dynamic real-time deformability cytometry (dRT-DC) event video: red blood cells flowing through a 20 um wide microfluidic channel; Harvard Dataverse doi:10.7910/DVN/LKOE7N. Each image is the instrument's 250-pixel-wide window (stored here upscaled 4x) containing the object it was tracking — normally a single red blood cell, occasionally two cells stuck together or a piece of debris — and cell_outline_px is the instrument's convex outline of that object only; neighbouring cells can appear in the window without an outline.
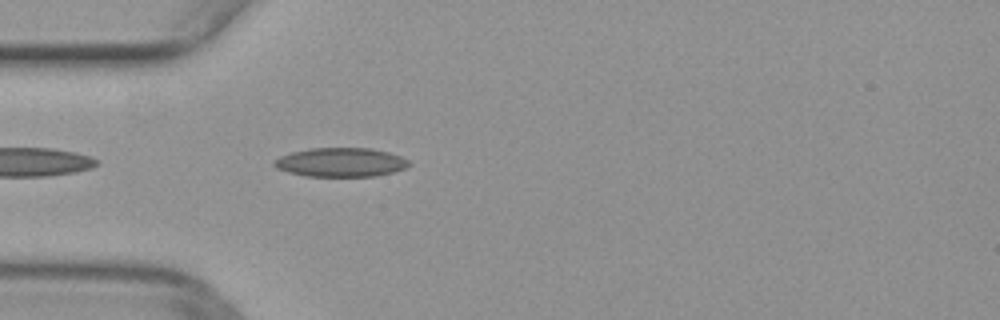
{"species": "common noctule bat (a hibernating species)", "species_latin": "Nyctalus noctula", "temperature_condition": "warm", "stored_images_in_passage": 36, "camera_frame_rate_fps": 3000, "um_per_image_px": 0.085, "animal": {"sex": "female", "body_mass_g": 29.2, "forearm_length_mm": 56.3}, "frame": {"image": 1, "passage_image": 2, "time_ms": 0.333, "image_size_px": [1000, 320], "cell_outline_px": [[412, 164], [404, 168], [392, 172], [376, 176], [304, 176], [288, 172], [276, 168], [272, 164], [280, 156], [292, 152], [312, 148], [372, 148], [388, 152], [400, 156], [408, 160]], "centroid_in_image_um": [28.97, 13.79], "position_along_channel_um": 56.0, "area_um2": 22.72}}
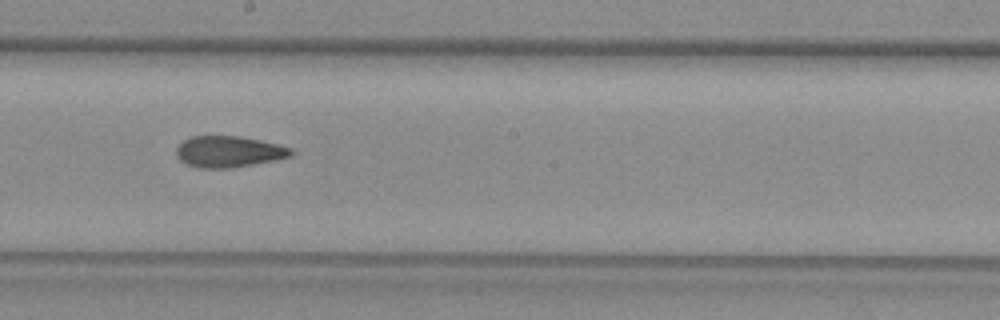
{"frame": {"image": 2, "passage_image": 15, "time_ms": 4.667, "image_size_px": [1000, 320], "cell_outline_px": [[296, 152], [292, 156], [232, 168], [200, 168], [188, 164], [180, 160], [176, 152], [176, 148], [184, 140], [192, 136], [240, 136], [260, 140], [292, 148]], "centroid_in_image_um": [19.46, 12.88], "position_along_channel_um": 228.7, "area_um2": 20.75}}
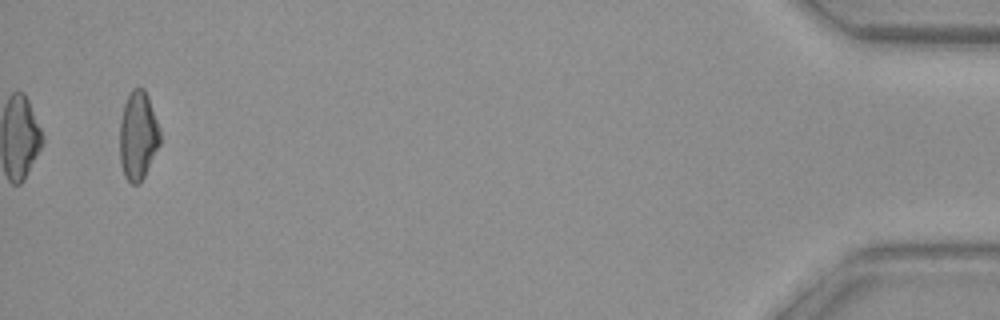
{"frame": {"image": 3, "passage_image": 36, "time_ms": 11.667, "image_size_px": [1000, 320], "cell_outline_px": [[160, 144], [140, 184], [132, 184], [124, 176], [120, 164], [120, 120], [124, 104], [128, 92], [132, 88], [144, 88], [148, 96], [160, 132]], "centroid_in_image_um": [11.71, 11.53], "position_along_channel_um": 423.5, "area_um2": 20.81}}